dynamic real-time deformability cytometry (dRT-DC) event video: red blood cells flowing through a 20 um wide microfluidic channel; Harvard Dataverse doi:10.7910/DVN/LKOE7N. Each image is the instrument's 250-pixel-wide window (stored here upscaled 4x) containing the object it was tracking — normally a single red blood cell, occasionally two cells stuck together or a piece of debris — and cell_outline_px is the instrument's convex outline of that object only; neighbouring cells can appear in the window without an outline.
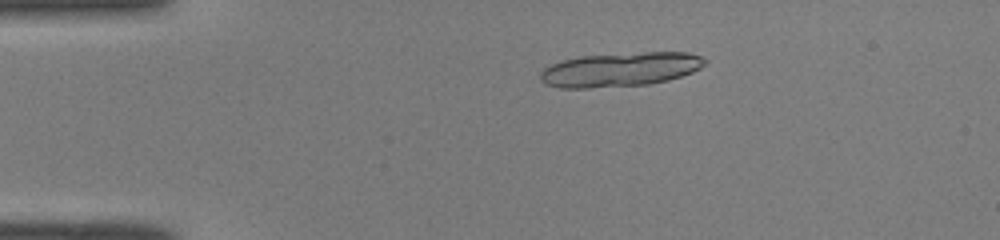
{"species": "common noctule bat (a hibernating species)", "species_latin": "Nyctalus noctula", "temperature_condition": "room temperature", "stored_images_in_passage": 10, "camera_frame_rate_fps": 3000, "um_per_image_px": 0.085, "animal": {"sex": "male", "body_mass_g": 19.0, "forearm_length_mm": 50.8}, "frame": {"image": 1, "passage_image": 2, "time_ms": 0.333, "image_size_px": [1000, 240], "cell_outline_px": [[708, 60], [700, 68], [692, 72], [668, 80], [648, 84], [588, 88], [560, 88], [544, 84], [540, 80], [540, 72], [544, 68], [560, 60], [580, 56], [644, 52], [688, 52], [700, 56]], "centroid_in_image_um": [52.69, 5.9], "position_along_channel_um": 32.3, "area_um2": 32.83}}